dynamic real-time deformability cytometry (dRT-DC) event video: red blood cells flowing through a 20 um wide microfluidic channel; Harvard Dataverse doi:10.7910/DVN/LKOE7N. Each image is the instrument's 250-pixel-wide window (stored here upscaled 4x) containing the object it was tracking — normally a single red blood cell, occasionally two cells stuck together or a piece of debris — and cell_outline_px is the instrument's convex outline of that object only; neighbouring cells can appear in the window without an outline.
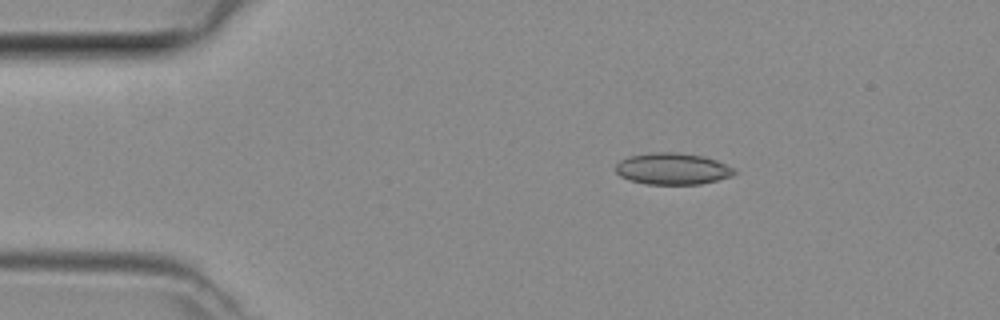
{"species": "common noctule bat (a hibernating species)", "species_latin": "Nyctalus noctula", "temperature_condition": "room temperature", "stored_images_in_passage": 5, "camera_frame_rate_fps": 3000, "um_per_image_px": 0.085, "animal": {"sex": "female", "body_mass_g": 29.2, "forearm_length_mm": 56.3}, "frame": {"image": 1, "passage_image": 1, "time_ms": 0.0, "image_size_px": [1000, 320], "cell_outline_px": [[736, 172], [732, 176], [700, 184], [648, 184], [628, 180], [620, 176], [616, 172], [616, 164], [620, 160], [628, 156], [652, 152], [676, 152], [704, 156], [716, 160], [732, 168]], "centroid_in_image_um": [57.12, 14.34], "position_along_channel_um": 27.9, "area_um2": 21.79}}
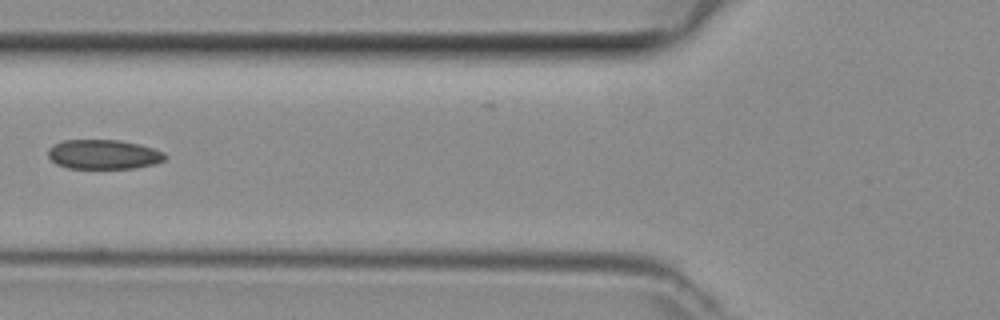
{"frame": {"image": 2, "passage_image": 4, "time_ms": 1.0, "image_size_px": [1000, 320], "cell_outline_px": [[168, 156], [164, 160], [156, 164], [136, 168], [68, 168], [56, 164], [48, 156], [48, 148], [52, 144], [64, 140], [120, 140], [140, 144], [164, 152]], "centroid_in_image_um": [8.81, 13.12], "position_along_channel_um": 117.0, "area_um2": 20.29}}
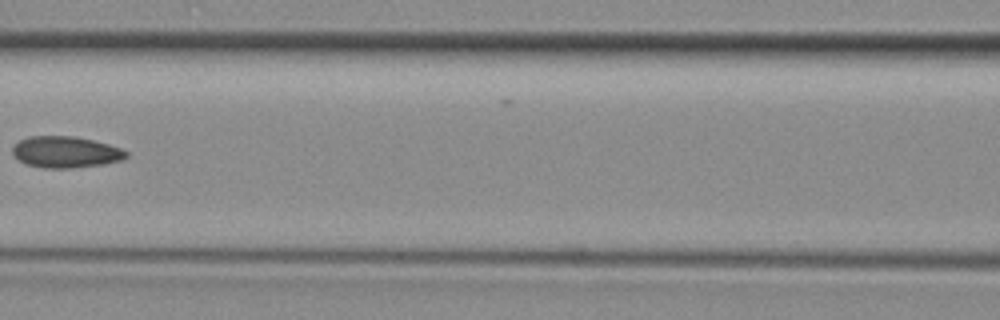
{"frame": {"image": 3, "passage_image": 5, "time_ms": 1.333, "image_size_px": [1000, 320], "cell_outline_px": [[128, 156], [124, 160], [104, 164], [72, 168], [44, 168], [28, 164], [20, 160], [12, 152], [12, 148], [20, 140], [28, 136], [72, 136], [92, 140], [108, 144], [120, 148], [128, 152]], "centroid_in_image_um": [5.62, 12.93], "position_along_channel_um": 161.0, "area_um2": 20.69}}